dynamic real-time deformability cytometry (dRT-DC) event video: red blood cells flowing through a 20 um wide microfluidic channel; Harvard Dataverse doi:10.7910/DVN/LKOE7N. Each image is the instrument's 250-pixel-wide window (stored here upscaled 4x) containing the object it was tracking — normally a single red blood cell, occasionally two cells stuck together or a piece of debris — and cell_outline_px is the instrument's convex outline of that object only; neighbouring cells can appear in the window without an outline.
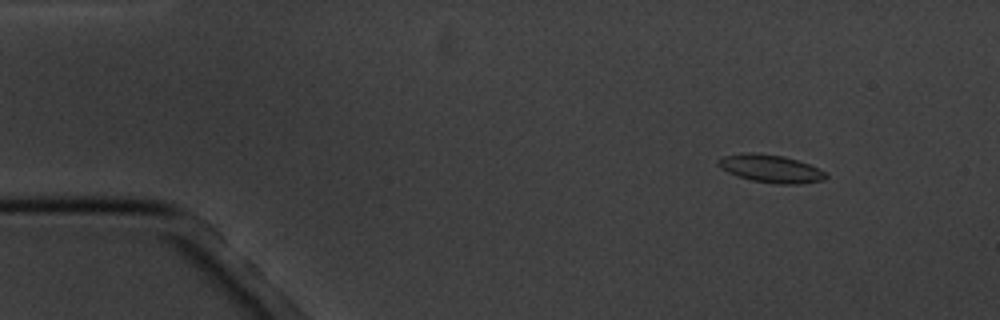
{"species": "common noctule bat (a hibernating species)", "species_latin": "Nyctalus noctula", "temperature_condition": "cold", "stored_images_in_passage": 3, "camera_frame_rate_fps": 3000, "um_per_image_px": 0.085, "animal": {"sex": "male", "body_mass_g": 20.1, "forearm_length_mm": 53.5}, "frame": {"image": 1, "passage_image": 1, "time_ms": 0.0, "image_size_px": [1000, 320], "cell_outline_px": [[828, 176], [824, 180], [800, 184], [776, 184], [752, 180], [736, 176], [720, 168], [716, 164], [716, 160], [724, 156], [744, 152], [752, 152], [784, 156], [808, 164], [824, 172]], "centroid_in_image_um": [65.46, 14.33], "position_along_channel_um": 19.5, "area_um2": 17.46}}